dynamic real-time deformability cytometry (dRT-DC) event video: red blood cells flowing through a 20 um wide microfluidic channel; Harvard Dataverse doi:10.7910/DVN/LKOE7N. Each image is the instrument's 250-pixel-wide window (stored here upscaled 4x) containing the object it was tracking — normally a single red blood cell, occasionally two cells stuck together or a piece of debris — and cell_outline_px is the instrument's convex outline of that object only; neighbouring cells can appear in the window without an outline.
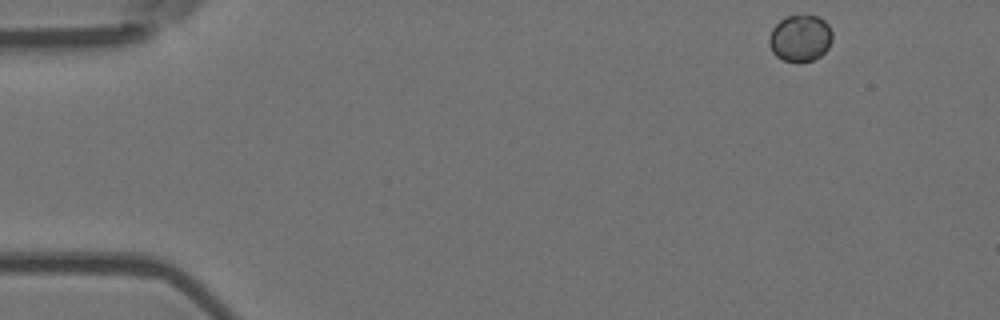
{"species": "Egyptian fruit bat (a non-hibernating species)", "species_latin": "Rousettus aegyptiacus", "temperature_condition": "room temperature", "stored_images_in_passage": 51, "camera_frame_rate_fps": 3000, "um_per_image_px": 0.085, "animal": {"sex": "female"}, "frame": {"image": 1, "passage_image": 1, "time_ms": 0.0, "image_size_px": [1000, 320], "cell_outline_px": [[832, 40], [828, 48], [820, 56], [812, 60], [784, 60], [776, 56], [772, 52], [768, 44], [768, 40], [772, 28], [780, 20], [788, 16], [820, 16], [828, 24], [832, 32]], "centroid_in_image_um": [68.01, 3.22], "position_along_channel_um": 17.0, "area_um2": 16.99}}
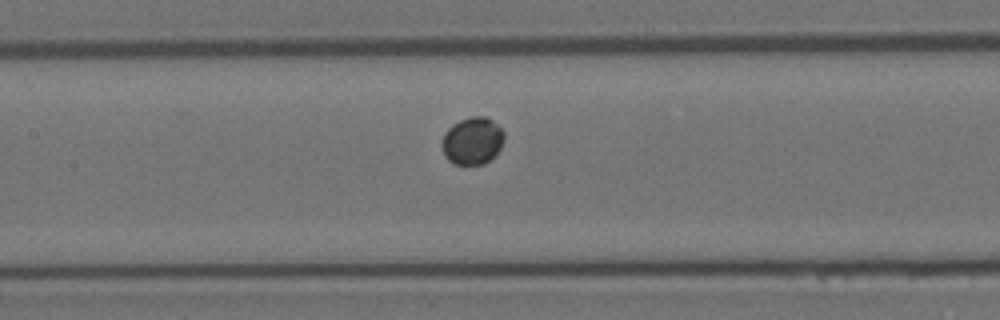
{"frame": {"image": 2, "passage_image": 22, "time_ms": 7.0, "image_size_px": [1000, 320], "cell_outline_px": [[504, 140], [496, 156], [484, 164], [456, 164], [448, 160], [444, 156], [440, 144], [448, 128], [452, 124], [460, 120], [472, 116], [484, 116], [492, 120], [504, 132]], "centroid_in_image_um": [40.15, 11.98], "position_along_channel_um": 167.2, "area_um2": 17.28}}
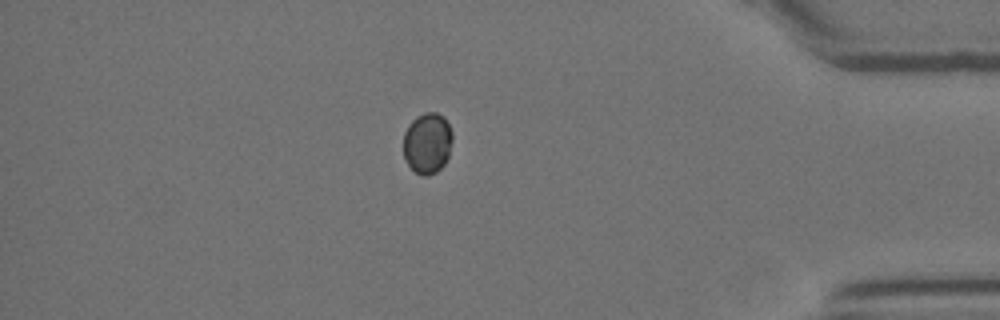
{"frame": {"image": 3, "passage_image": 44, "time_ms": 14.333, "image_size_px": [1000, 320], "cell_outline_px": [[452, 140], [448, 156], [444, 164], [436, 172], [428, 176], [420, 176], [408, 164], [404, 156], [404, 132], [408, 124], [416, 116], [424, 112], [436, 112], [444, 116], [452, 132]], "centroid_in_image_um": [36.33, 12.15], "position_along_channel_um": 398.9, "area_um2": 17.51}}